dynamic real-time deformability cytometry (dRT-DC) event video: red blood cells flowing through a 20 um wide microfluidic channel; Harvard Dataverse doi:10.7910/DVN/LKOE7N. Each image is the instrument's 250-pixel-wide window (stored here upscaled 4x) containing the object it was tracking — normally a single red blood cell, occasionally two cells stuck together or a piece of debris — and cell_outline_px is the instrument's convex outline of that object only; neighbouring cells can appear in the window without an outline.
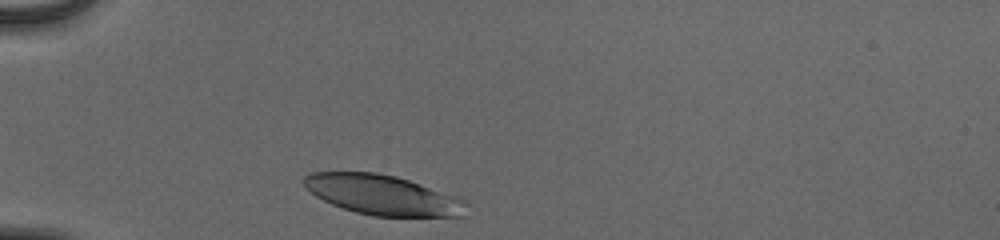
{"species": "human", "species_latin": "Homo sapiens", "temperature_condition": "cold", "stored_images_in_passage": 30, "camera_frame_rate_fps": 3000, "um_per_image_px": 0.085, "donor": {"sex": "male"}, "frame": {"image": 1, "passage_image": 1, "time_ms": 0.0, "image_size_px": [1000, 240], "cell_outline_px": [[468, 216], [372, 216], [356, 212], [332, 204], [316, 196], [304, 184], [304, 176], [308, 172], [376, 172], [396, 176], [408, 180], [464, 200], [468, 204]], "centroid_in_image_um": [32.53, 16.57], "position_along_channel_um": 52.5, "area_um2": 37.4}}
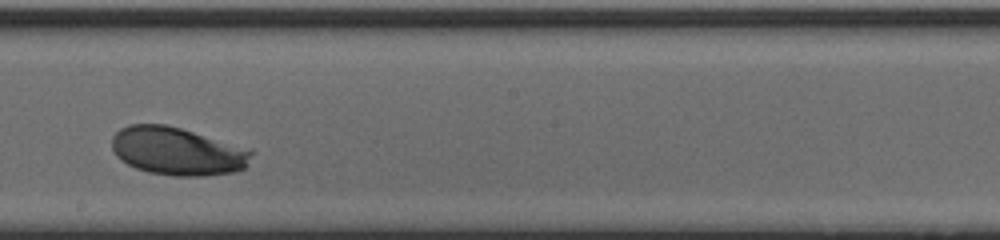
{"frame": {"image": 2, "passage_image": 17, "time_ms": 5.333, "image_size_px": [1000, 240], "cell_outline_px": [[252, 152], [244, 168], [236, 172], [204, 176], [172, 176], [148, 172], [136, 168], [120, 160], [116, 156], [112, 148], [112, 136], [120, 128], [128, 124], [164, 124], [180, 128], [252, 148]], "centroid_in_image_um": [15.07, 12.85], "position_along_channel_um": 233.1, "area_um2": 39.3}}
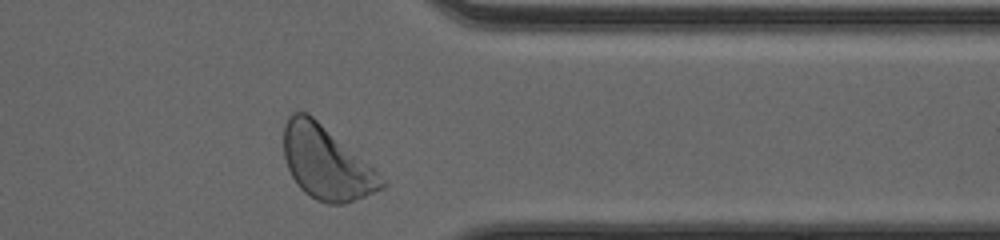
{"frame": {"image": 3, "passage_image": 29, "time_ms": 9.333, "image_size_px": [1000, 240], "cell_outline_px": [[388, 184], [384, 188], [344, 204], [328, 204], [316, 200], [304, 192], [300, 188], [292, 176], [288, 168], [284, 156], [284, 124], [288, 116], [292, 112], [308, 112], [368, 164]], "centroid_in_image_um": [27.7, 13.84], "position_along_channel_um": 383.7, "area_um2": 41.1}, "authors_computed_cell_mechanics": {"area_um2": 38.6682, "velocity_mm_per_s": 3.8483, "shape_relaxation_time_tau1_ms": 2.5611, "shape_relaxation_time_tau2_ms": null, "deformation_change_tau1": 0.1568, "deformation_change_tau2": null}}